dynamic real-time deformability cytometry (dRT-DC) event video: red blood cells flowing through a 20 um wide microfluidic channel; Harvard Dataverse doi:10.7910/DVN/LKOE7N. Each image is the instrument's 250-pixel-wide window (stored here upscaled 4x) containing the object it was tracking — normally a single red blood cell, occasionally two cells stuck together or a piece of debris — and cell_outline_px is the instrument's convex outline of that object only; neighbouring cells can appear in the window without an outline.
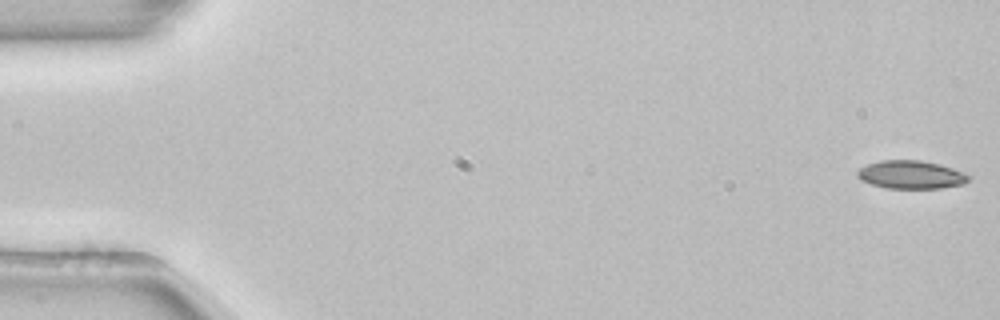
{"species": "common noctule bat (a hibernating species)", "species_latin": "Nyctalus noctula", "temperature_condition": "room temperature", "stored_images_in_passage": 16, "camera_frame_rate_fps": 3000, "um_per_image_px": 0.085, "animal": {"sex": "female", "body_mass_g": 22.7, "forearm_length_mm": 54.2}, "frame": {"image": 1, "passage_image": 1, "time_ms": 0.0, "image_size_px": [1000, 320], "cell_outline_px": [[972, 176], [964, 184], [940, 188], [884, 188], [860, 180], [856, 176], [856, 172], [860, 168], [868, 164], [880, 160], [920, 160], [940, 164], [952, 168]], "centroid_in_image_um": [77.42, 14.85], "position_along_channel_um": 7.6, "area_um2": 18.32}}
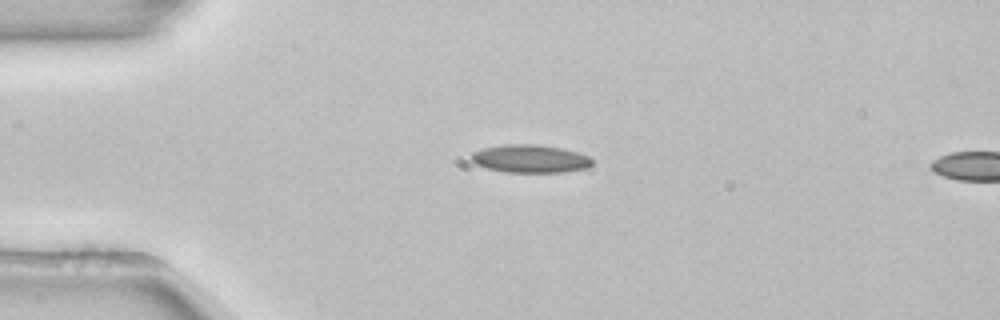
{"frame": {"image": 2, "passage_image": 13, "time_ms": 4.0, "image_size_px": [1000, 320], "cell_outline_px": [[592, 164], [588, 168], [564, 172], [504, 172], [488, 168], [476, 164], [472, 160], [472, 152], [484, 148], [504, 144], [536, 144], [560, 148], [580, 152], [588, 156], [592, 160]], "centroid_in_image_um": [45.1, 13.49], "position_along_channel_um": 39.9, "area_um2": 19.71}}